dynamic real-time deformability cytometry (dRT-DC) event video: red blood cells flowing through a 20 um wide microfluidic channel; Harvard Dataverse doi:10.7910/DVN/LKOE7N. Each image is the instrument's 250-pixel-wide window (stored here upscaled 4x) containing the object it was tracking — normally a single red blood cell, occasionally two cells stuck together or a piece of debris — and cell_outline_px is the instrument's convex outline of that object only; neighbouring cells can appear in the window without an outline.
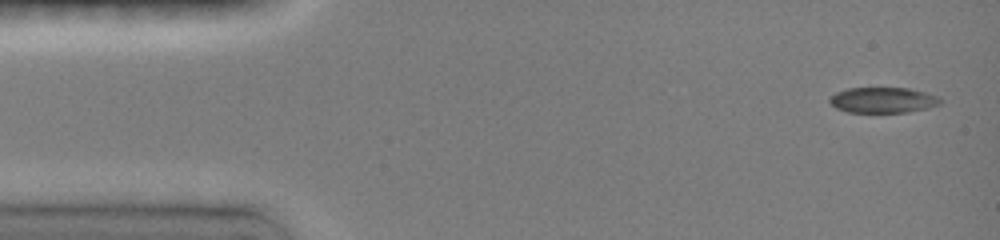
{"species": "common noctule bat (a hibernating species)", "species_latin": "Nyctalus noctula", "temperature_condition": "room temperature", "stored_images_in_passage": 17, "camera_frame_rate_fps": 3000, "um_per_image_px": 0.085, "animal": {"sex": "female", "body_mass_g": 19.0, "forearm_length_mm": 51.5}, "frame": {"image": 1, "passage_image": 1, "time_ms": 0.0, "image_size_px": [1000, 240], "cell_outline_px": [[940, 104], [928, 108], [908, 112], [848, 112], [836, 108], [828, 100], [836, 92], [848, 88], [908, 88], [940, 96]], "centroid_in_image_um": [75.06, 8.5], "position_along_channel_um": 9.9, "area_um2": 16.42}}
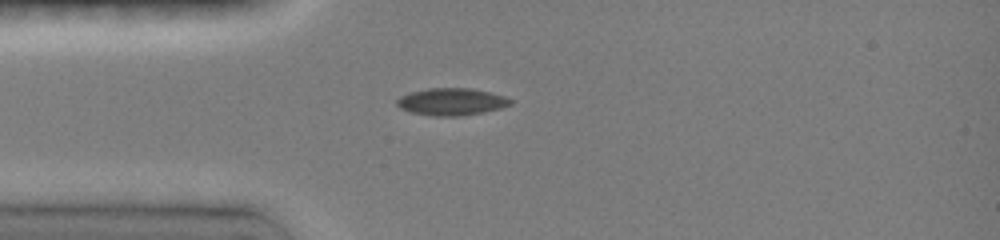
{"frame": {"image": 2, "passage_image": 9, "time_ms": 3.333, "image_size_px": [1000, 240], "cell_outline_px": [[512, 104], [500, 108], [480, 112], [456, 116], [436, 116], [412, 112], [400, 108], [396, 104], [396, 100], [400, 96], [408, 92], [428, 88], [472, 88], [504, 96], [512, 100]], "centroid_in_image_um": [38.34, 8.63], "position_along_channel_um": 46.7, "area_um2": 17.8}}
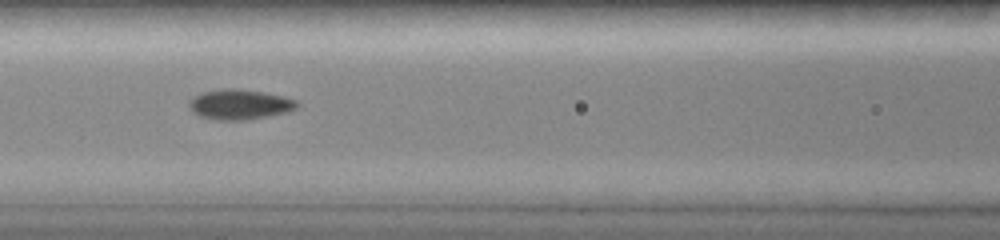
{"frame": {"image": 3, "passage_image": 14, "time_ms": 6.0, "image_size_px": [1000, 240], "cell_outline_px": [[300, 104], [296, 108], [288, 112], [268, 116], [244, 120], [216, 120], [200, 116], [192, 112], [188, 104], [188, 100], [192, 96], [200, 92], [224, 88], [232, 88], [264, 92], [284, 96], [296, 100]], "centroid_in_image_um": [20.34, 8.87], "position_along_channel_um": 146.3, "area_um2": 19.19}}